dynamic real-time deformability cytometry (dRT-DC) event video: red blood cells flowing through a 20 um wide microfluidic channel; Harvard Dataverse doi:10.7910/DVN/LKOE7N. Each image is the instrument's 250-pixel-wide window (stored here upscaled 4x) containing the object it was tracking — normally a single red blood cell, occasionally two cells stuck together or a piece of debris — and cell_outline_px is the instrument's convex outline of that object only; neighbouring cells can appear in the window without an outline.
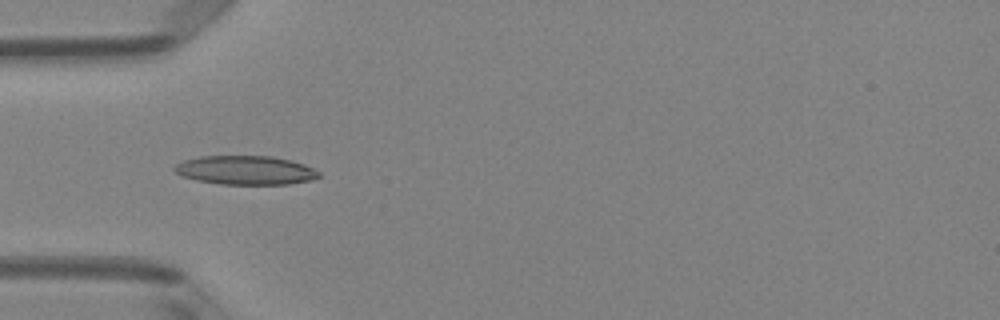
{"species": "Egyptian fruit bat (a non-hibernating species)", "species_latin": "Rousettus aegyptiacus", "temperature_condition": "room temperature", "stored_images_in_passage": 6, "camera_frame_rate_fps": 3000, "um_per_image_px": 0.085, "animal": {"sex": "female"}, "frame": {"image": 1, "passage_image": 4, "time_ms": 1.0, "image_size_px": [1000, 320], "cell_outline_px": [[320, 176], [312, 180], [288, 184], [220, 184], [196, 180], [184, 176], [176, 172], [172, 168], [176, 164], [184, 160], [200, 156], [272, 156], [292, 160], [304, 164], [320, 172]], "centroid_in_image_um": [20.88, 14.46], "position_along_channel_um": 64.1, "area_um2": 24.33}}
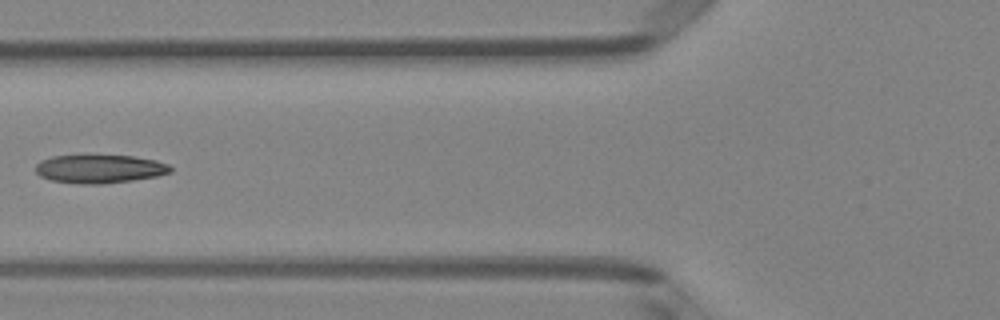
{"frame": {"image": 2, "passage_image": 5, "time_ms": 1.333, "image_size_px": [1000, 320], "cell_outline_px": [[172, 172], [156, 176], [132, 180], [100, 184], [80, 184], [52, 180], [40, 176], [36, 172], [36, 164], [40, 160], [52, 156], [132, 156], [156, 160], [168, 164], [172, 168]], "centroid_in_image_um": [8.47, 14.36], "position_along_channel_um": 117.3, "area_um2": 22.14}}
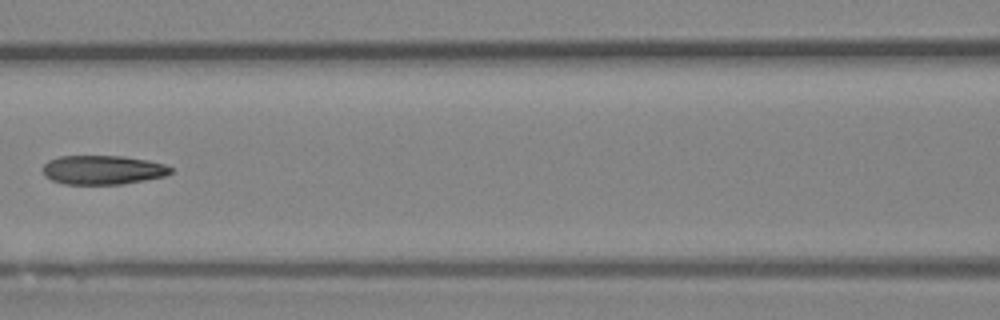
{"frame": {"image": 3, "passage_image": 6, "time_ms": 1.667, "image_size_px": [1000, 320], "cell_outline_px": [[172, 172], [164, 176], [144, 180], [120, 184], [64, 184], [52, 180], [44, 176], [44, 164], [48, 160], [60, 156], [124, 156], [148, 160], [164, 164], [172, 168]], "centroid_in_image_um": [8.73, 14.44], "position_along_channel_um": 157.9, "area_um2": 21.62}}